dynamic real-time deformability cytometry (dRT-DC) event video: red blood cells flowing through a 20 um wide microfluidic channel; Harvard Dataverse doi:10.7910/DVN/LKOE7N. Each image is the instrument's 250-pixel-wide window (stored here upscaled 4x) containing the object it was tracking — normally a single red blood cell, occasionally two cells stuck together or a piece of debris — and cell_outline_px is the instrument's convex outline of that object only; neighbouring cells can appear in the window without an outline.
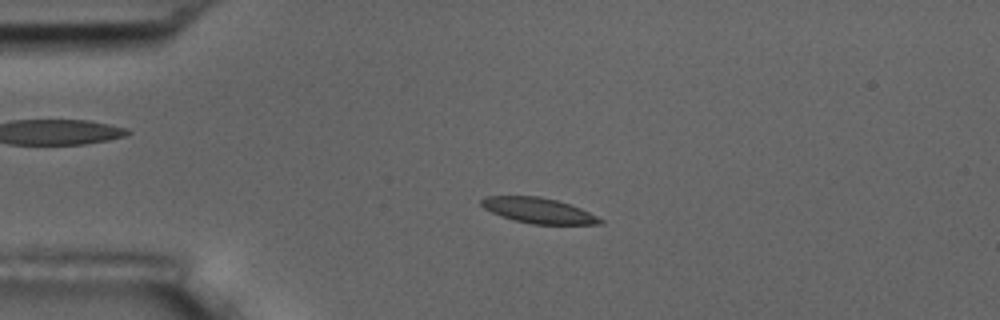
{"species": "common noctule bat (a hibernating species)", "species_latin": "Nyctalus noctula", "temperature_condition": "room temperature", "stored_images_in_passage": 56, "camera_frame_rate_fps": 3000, "um_per_image_px": 0.085, "animal": {"sex": "male", "body_mass_g": 17.5, "forearm_length_mm": 52.3}, "frame": {"image": 1, "passage_image": 13, "time_ms": 4.0, "image_size_px": [1000, 320], "cell_outline_px": [[604, 224], [532, 224], [512, 220], [500, 216], [484, 208], [480, 204], [480, 200], [488, 196], [540, 196], [556, 200], [580, 208], [604, 220]], "centroid_in_image_um": [45.75, 17.9], "position_along_channel_um": 39.3, "area_um2": 17.51}}
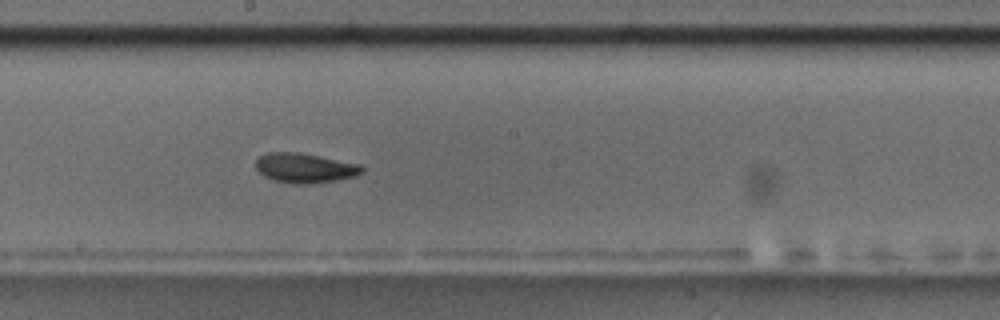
{"frame": {"image": 2, "passage_image": 31, "time_ms": 10.0, "image_size_px": [1000, 320], "cell_outline_px": [[364, 172], [356, 176], [336, 180], [308, 184], [296, 184], [272, 180], [264, 176], [256, 168], [256, 160], [260, 156], [268, 152], [300, 152], [360, 164], [364, 168]], "centroid_in_image_um": [25.92, 14.28], "position_along_channel_um": 222.3, "area_um2": 18.44}}
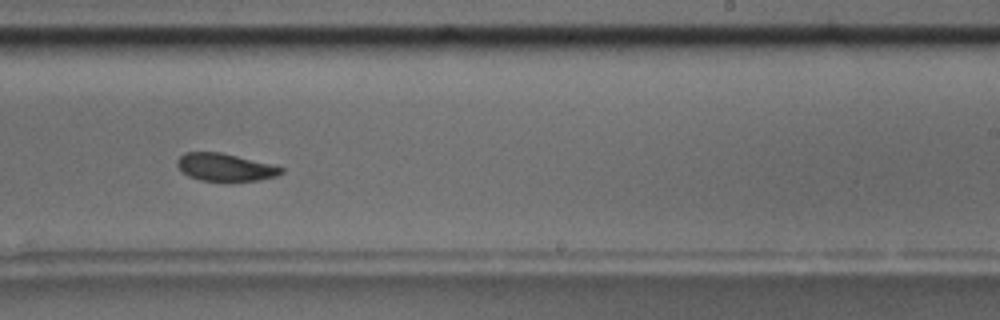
{"frame": {"image": 3, "passage_image": 35, "time_ms": 11.333, "image_size_px": [1000, 320], "cell_outline_px": [[284, 172], [276, 176], [260, 180], [228, 184], [200, 180], [188, 176], [176, 164], [176, 160], [184, 152], [220, 152], [272, 164], [284, 168]], "centroid_in_image_um": [19.16, 14.26], "position_along_channel_um": 269.8, "area_um2": 17.4}, "authors_computed_cell_mechanics": {"area_um2": 17.7157, "velocity_mm_per_s": 3.5691, "shape_relaxation_time_tau1_ms": 5.5422, "shape_relaxation_time_tau2_ms": 3.4537, "deformation_change_tau1": 0.1356, "deformation_change_tau2": 0.0846}}